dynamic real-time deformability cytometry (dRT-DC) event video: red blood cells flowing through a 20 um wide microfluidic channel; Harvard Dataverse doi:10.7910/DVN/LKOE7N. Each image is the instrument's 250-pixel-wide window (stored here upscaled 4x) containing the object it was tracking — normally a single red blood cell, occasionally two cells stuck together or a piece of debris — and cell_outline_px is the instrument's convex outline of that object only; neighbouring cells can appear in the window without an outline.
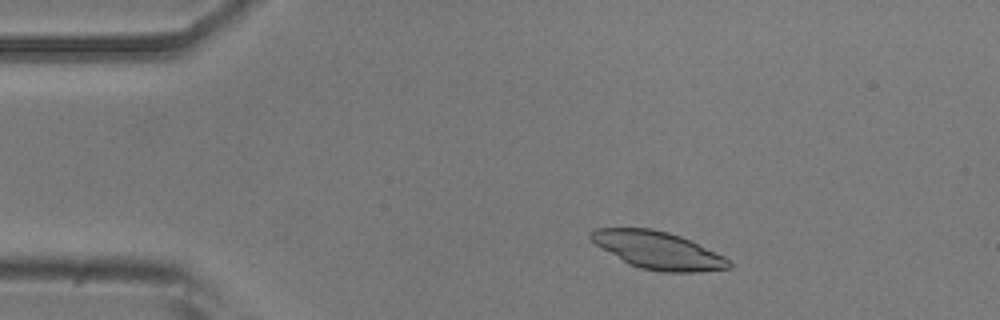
{"species": "common noctule bat (a hibernating species)", "species_latin": "Nyctalus noctula", "temperature_condition": "room temperature", "stored_images_in_passage": 50, "camera_frame_rate_fps": 3000, "um_per_image_px": 0.085, "animal": {"sex": "male", "body_mass_g": 20.5, "forearm_length_mm": 52.5}, "frame": {"image": 1, "passage_image": 6, "time_ms": 1.667, "image_size_px": [1000, 320], "cell_outline_px": [[732, 268], [696, 272], [660, 272], [640, 268], [628, 264], [588, 240], [588, 232], [596, 228], [652, 228], [668, 232], [680, 236], [724, 256], [732, 260]], "centroid_in_image_um": [55.9, 21.28], "position_along_channel_um": 29.1, "area_um2": 30.35}}